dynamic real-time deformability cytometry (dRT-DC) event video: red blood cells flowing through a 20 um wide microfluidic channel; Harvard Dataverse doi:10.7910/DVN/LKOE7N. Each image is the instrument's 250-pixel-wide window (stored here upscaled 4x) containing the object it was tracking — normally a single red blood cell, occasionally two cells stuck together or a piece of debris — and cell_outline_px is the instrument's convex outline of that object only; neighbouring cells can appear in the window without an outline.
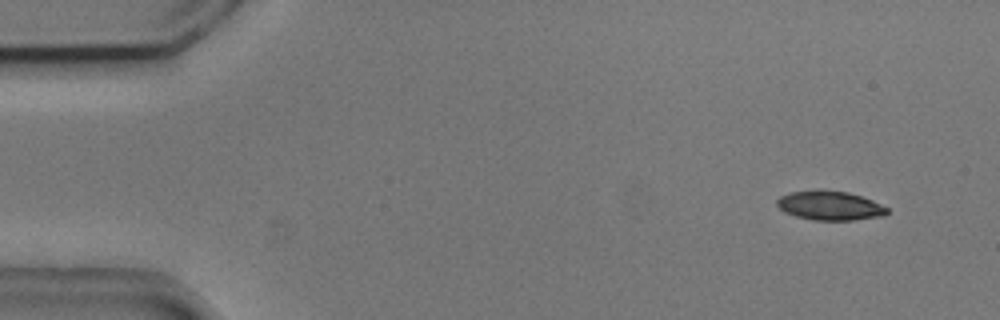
{"species": "common noctule bat (a hibernating species)", "species_latin": "Nyctalus noctula", "temperature_condition": "cold", "stored_images_in_passage": 4, "camera_frame_rate_fps": 3000, "um_per_image_px": 0.085, "animal": {"sex": "male", "body_mass_g": 20.5, "forearm_length_mm": 52.5}, "frame": {"image": 1, "passage_image": 1, "time_ms": 0.0, "image_size_px": [1000, 320], "cell_outline_px": [[888, 212], [884, 216], [852, 220], [812, 220], [796, 216], [784, 212], [776, 204], [776, 200], [780, 196], [788, 192], [816, 188], [848, 192], [872, 200], [888, 208]], "centroid_in_image_um": [70.5, 17.45], "position_along_channel_um": 14.5, "area_um2": 19.07}}
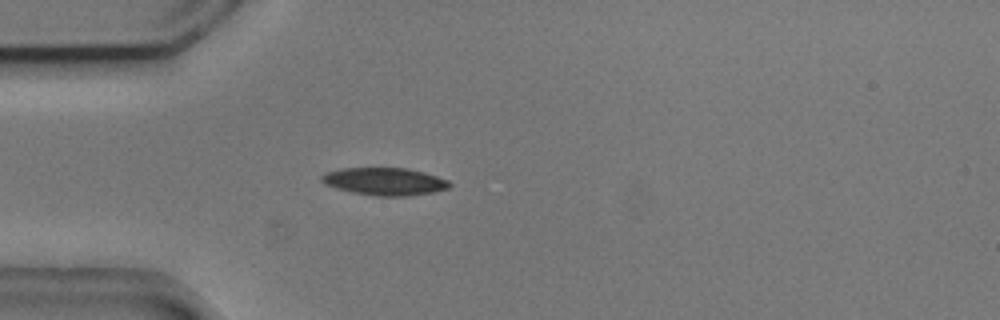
{"frame": {"image": 2, "passage_image": 4, "time_ms": 1.0, "image_size_px": [1000, 320], "cell_outline_px": [[452, 184], [448, 188], [432, 192], [408, 196], [380, 196], [352, 192], [336, 188], [324, 184], [320, 180], [320, 176], [328, 172], [340, 168], [408, 168], [424, 172], [448, 180]], "centroid_in_image_um": [32.69, 15.42], "position_along_channel_um": 52.3, "area_um2": 20.46}}